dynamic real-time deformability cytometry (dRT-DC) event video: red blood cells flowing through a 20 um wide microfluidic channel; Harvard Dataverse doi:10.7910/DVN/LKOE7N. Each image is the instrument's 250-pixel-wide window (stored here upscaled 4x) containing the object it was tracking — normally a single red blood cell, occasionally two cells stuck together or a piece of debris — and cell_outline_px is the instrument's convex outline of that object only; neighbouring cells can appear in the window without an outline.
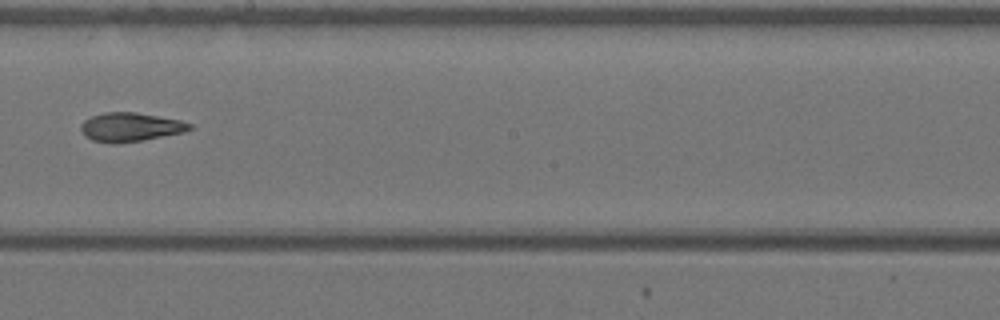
{"species": "Egyptian fruit bat (a non-hibernating species)", "species_latin": "Rousettus aegyptiacus", "temperature_condition": "warm", "stored_images_in_passage": 35, "camera_frame_rate_fps": 3000, "um_per_image_px": 0.085, "animal": {"sex": "female"}, "frame": {"image": 1, "passage_image": 16, "time_ms": 5.0, "image_size_px": [1000, 320], "cell_outline_px": [[192, 128], [184, 132], [140, 140], [112, 144], [92, 140], [84, 136], [80, 128], [80, 124], [84, 120], [92, 116], [104, 112], [136, 112], [180, 120], [192, 124]], "centroid_in_image_um": [11.04, 10.79], "position_along_channel_um": 237.2, "area_um2": 18.21}}